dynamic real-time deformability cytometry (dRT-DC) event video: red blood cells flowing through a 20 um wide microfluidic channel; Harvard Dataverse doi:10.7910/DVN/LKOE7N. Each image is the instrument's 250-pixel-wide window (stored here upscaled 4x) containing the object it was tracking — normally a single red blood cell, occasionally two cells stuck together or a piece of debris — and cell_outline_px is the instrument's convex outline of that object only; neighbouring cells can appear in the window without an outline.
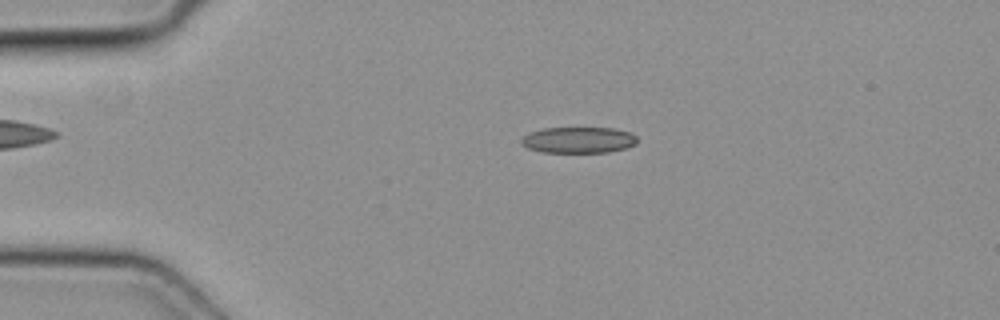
{"species": "common noctule bat (a hibernating species)", "species_latin": "Nyctalus noctula", "temperature_condition": "cold", "stored_images_in_passage": 26, "camera_frame_rate_fps": 3000, "um_per_image_px": 0.085, "animal": {"sex": "female", "body_mass_g": 19.3, "forearm_length_mm": 54.1}, "frame": {"image": 1, "passage_image": 3, "time_ms": 0.667, "image_size_px": [1000, 320], "cell_outline_px": [[636, 144], [628, 148], [608, 152], [540, 152], [528, 148], [520, 144], [520, 140], [528, 132], [540, 128], [616, 128], [632, 132], [636, 136]], "centroid_in_image_um": [49.17, 11.89], "position_along_channel_um": 35.8, "area_um2": 17.92}}
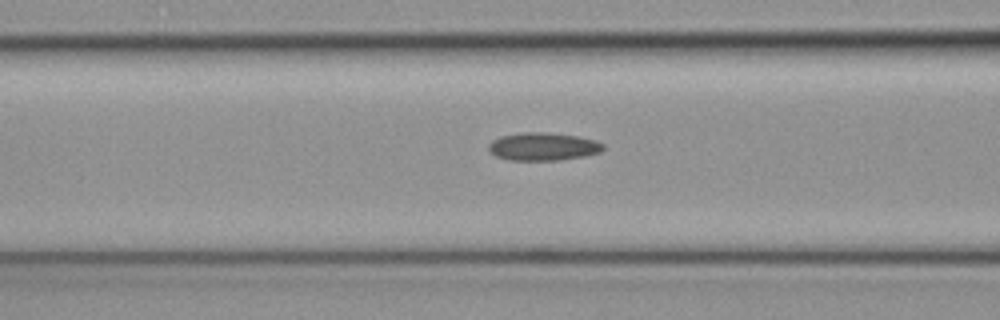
{"frame": {"image": 2, "passage_image": 12, "time_ms": 3.667, "image_size_px": [1000, 320], "cell_outline_px": [[604, 148], [600, 152], [584, 156], [556, 160], [508, 160], [496, 156], [488, 148], [488, 144], [492, 140], [500, 136], [524, 132], [548, 132], [576, 136], [596, 140], [604, 144]], "centroid_in_image_um": [46.16, 12.45], "position_along_channel_um": 120.4, "area_um2": 18.61}}
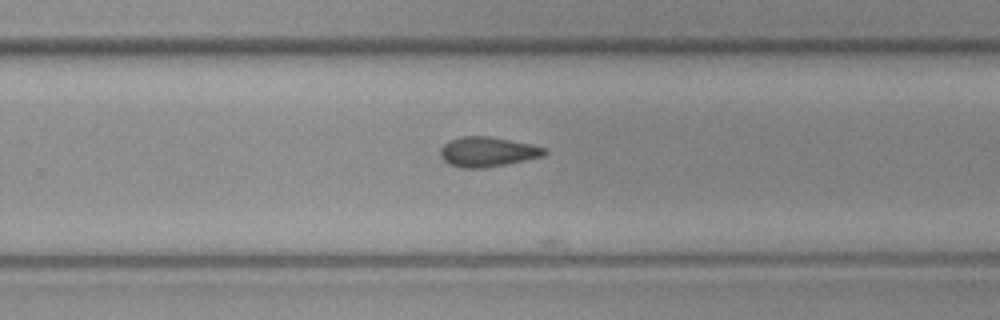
{"frame": {"image": 3, "passage_image": 24, "time_ms": 7.667, "image_size_px": [1000, 320], "cell_outline_px": [[548, 152], [544, 156], [484, 168], [460, 168], [448, 164], [440, 156], [440, 148], [448, 140], [460, 136], [492, 136], [532, 144], [548, 148]], "centroid_in_image_um": [41.44, 12.89], "position_along_channel_um": 288.4, "area_um2": 18.38}}